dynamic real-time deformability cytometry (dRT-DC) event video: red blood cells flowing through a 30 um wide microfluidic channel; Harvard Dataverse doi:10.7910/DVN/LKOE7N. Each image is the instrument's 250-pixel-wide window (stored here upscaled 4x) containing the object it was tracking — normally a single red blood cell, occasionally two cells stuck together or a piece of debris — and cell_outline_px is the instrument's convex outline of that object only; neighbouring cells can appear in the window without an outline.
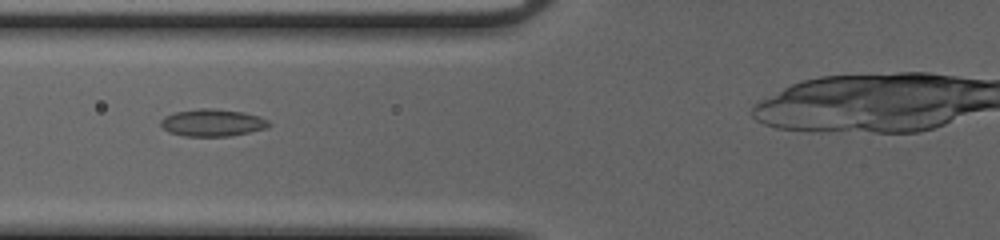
{"species": "common noctule bat (a hibernating species)", "species_latin": "Nyctalus noctula", "temperature_condition": "cold", "stored_images_in_passage": 38, "camera_frame_rate_fps": 3000, "um_per_image_px": 0.085, "animal": {"sex": "female", "body_mass_g": 20.0, "forearm_length_mm": 54.0}, "frame": {"image": 1, "passage_image": 12, "time_ms": 3.667, "image_size_px": [1000, 240], "cell_outline_px": [[272, 124], [268, 128], [232, 136], [184, 136], [168, 132], [160, 124], [160, 120], [164, 116], [176, 112], [200, 108], [216, 108], [244, 112], [260, 116], [268, 120]], "centroid_in_image_um": [18.09, 10.43], "position_along_channel_um": 107.7, "area_um2": 17.4}}
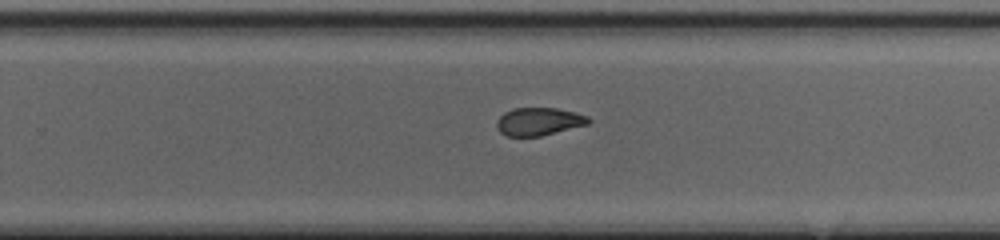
{"frame": {"image": 2, "passage_image": 25, "time_ms": 8.0, "image_size_px": [1000, 240], "cell_outline_px": [[592, 120], [588, 124], [540, 136], [508, 136], [500, 132], [496, 124], [496, 120], [504, 112], [512, 108], [556, 108], [588, 116]], "centroid_in_image_um": [45.78, 10.32], "position_along_channel_um": 284.0, "area_um2": 14.8}}
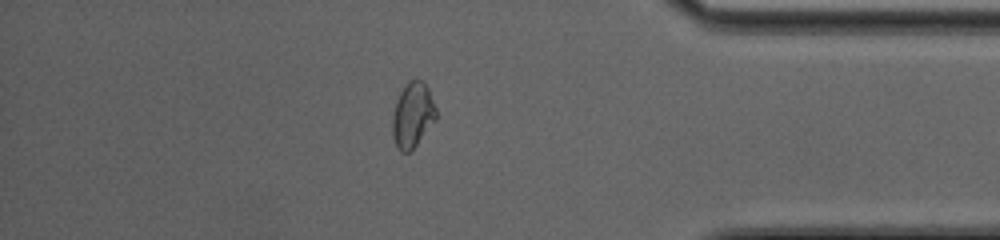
{"frame": {"image": 3, "passage_image": 35, "time_ms": 11.333, "image_size_px": [1000, 240], "cell_outline_px": [[436, 120], [412, 152], [400, 152], [392, 136], [392, 116], [396, 100], [400, 92], [408, 80], [424, 80], [428, 88], [436, 108]], "centroid_in_image_um": [35.07, 9.8], "position_along_channel_um": 400.1, "area_um2": 16.88}}